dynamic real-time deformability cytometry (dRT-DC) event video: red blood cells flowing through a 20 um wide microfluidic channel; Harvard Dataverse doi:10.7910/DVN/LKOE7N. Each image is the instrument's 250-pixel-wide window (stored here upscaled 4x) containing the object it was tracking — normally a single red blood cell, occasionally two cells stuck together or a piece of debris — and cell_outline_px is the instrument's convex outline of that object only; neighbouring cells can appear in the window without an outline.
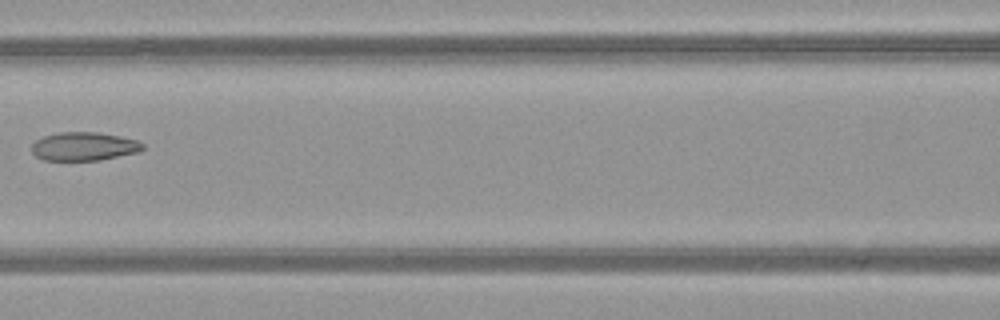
{"species": "common noctule bat (a hibernating species)", "species_latin": "Nyctalus noctula", "temperature_condition": "warm", "stored_images_in_passage": 7, "camera_frame_rate_fps": 3000, "um_per_image_px": 0.085, "animal": {"sex": "female", "body_mass_g": 21.9}, "frame": {"image": 1, "passage_image": 7, "time_ms": 2.0, "image_size_px": [1000, 320], "cell_outline_px": [[144, 148], [140, 152], [100, 160], [44, 160], [36, 156], [32, 152], [32, 144], [36, 140], [44, 136], [60, 132], [96, 132], [120, 136], [136, 140], [144, 144]], "centroid_in_image_um": [7.15, 12.44], "position_along_channel_um": 159.4, "area_um2": 18.44}}